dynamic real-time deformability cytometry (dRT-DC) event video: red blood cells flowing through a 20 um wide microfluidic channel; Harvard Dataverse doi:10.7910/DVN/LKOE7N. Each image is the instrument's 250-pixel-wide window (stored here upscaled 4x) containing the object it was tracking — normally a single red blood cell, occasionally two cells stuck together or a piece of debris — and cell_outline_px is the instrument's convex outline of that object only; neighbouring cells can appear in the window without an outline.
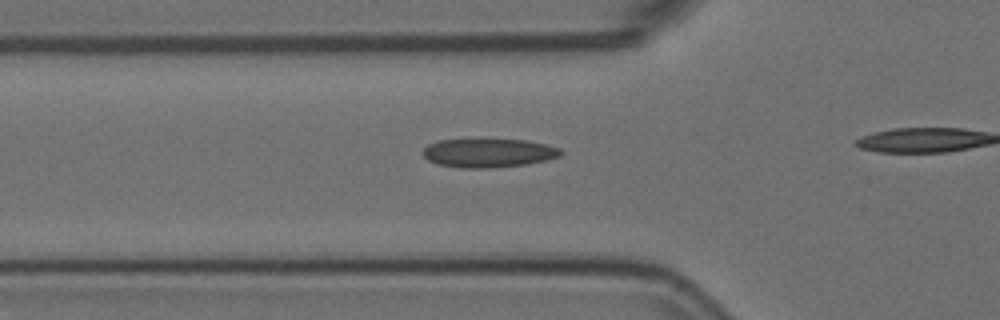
{"species": "Egyptian fruit bat (a non-hibernating species)", "species_latin": "Rousettus aegyptiacus", "temperature_condition": "room temperature", "stored_images_in_passage": 13, "camera_frame_rate_fps": 3000, "um_per_image_px": 0.085, "animal": {"sex": "female"}, "frame": {"image": 1, "passage_image": 8, "time_ms": 2.333, "image_size_px": [1000, 320], "cell_outline_px": [[564, 152], [560, 156], [548, 160], [524, 164], [488, 168], [460, 168], [436, 164], [428, 160], [424, 156], [424, 148], [428, 144], [436, 140], [528, 140], [560, 148]], "centroid_in_image_um": [41.52, 13.01], "position_along_channel_um": 84.3, "area_um2": 23.0}}
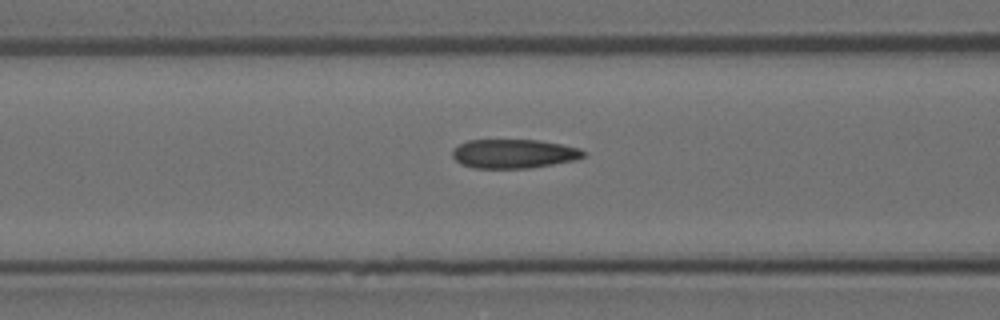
{"frame": {"image": 2, "passage_image": 11, "time_ms": 3.333, "image_size_px": [1000, 320], "cell_outline_px": [[588, 152], [584, 156], [576, 160], [528, 168], [472, 168], [460, 164], [452, 156], [452, 148], [468, 140], [540, 140], [580, 148]], "centroid_in_image_um": [43.67, 13.06], "position_along_channel_um": 122.9, "area_um2": 22.31}}